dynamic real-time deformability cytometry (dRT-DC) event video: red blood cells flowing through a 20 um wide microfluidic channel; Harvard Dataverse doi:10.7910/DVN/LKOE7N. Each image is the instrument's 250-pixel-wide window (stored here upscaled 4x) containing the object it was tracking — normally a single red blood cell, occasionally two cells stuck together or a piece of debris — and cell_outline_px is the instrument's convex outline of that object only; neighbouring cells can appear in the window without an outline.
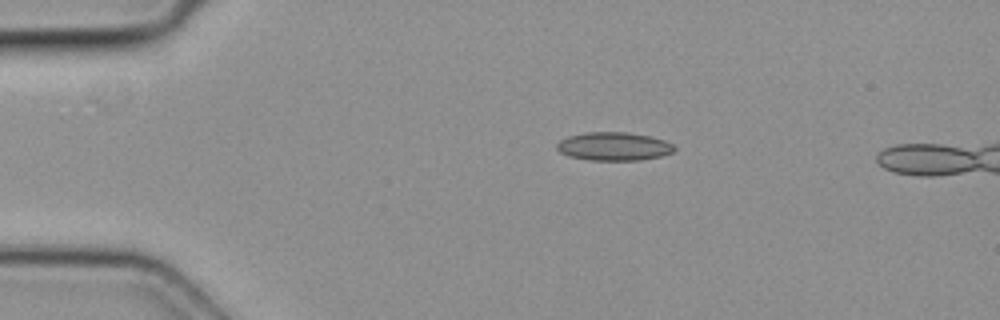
{"species": "common noctule bat (a hibernating species)", "species_latin": "Nyctalus noctula", "temperature_condition": "cold", "stored_images_in_passage": 4, "camera_frame_rate_fps": 3000, "um_per_image_px": 0.085, "animal": {"sex": "female", "body_mass_g": 19.3, "forearm_length_mm": 54.1}, "frame": {"image": 1, "passage_image": 2, "time_ms": 0.333, "image_size_px": [1000, 320], "cell_outline_px": [[676, 148], [672, 152], [660, 156], [640, 160], [592, 160], [568, 156], [560, 152], [556, 148], [556, 144], [560, 140], [568, 136], [584, 132], [628, 132], [648, 136], [664, 140], [672, 144]], "centroid_in_image_um": [52.14, 12.44], "position_along_channel_um": 32.9, "area_um2": 19.36}}